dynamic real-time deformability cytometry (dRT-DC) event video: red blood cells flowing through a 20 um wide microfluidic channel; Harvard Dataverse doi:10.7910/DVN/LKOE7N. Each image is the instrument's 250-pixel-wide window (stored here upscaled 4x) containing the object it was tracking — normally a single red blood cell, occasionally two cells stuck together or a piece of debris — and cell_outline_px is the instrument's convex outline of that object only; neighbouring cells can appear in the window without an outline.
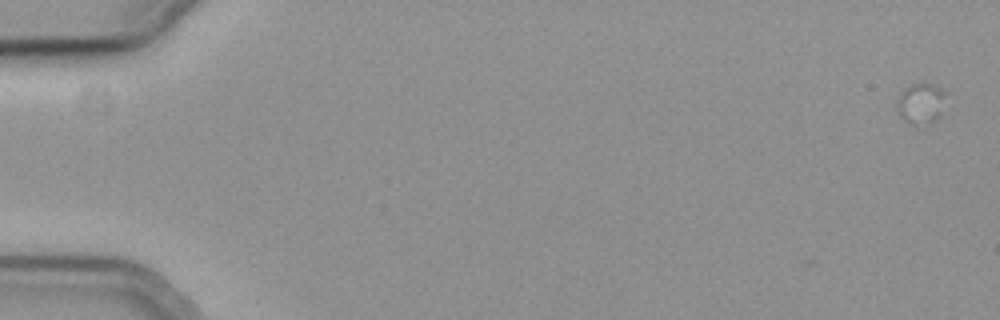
{"species": "common noctule bat (a hibernating species)", "species_latin": "Nyctalus noctula", "temperature_condition": "cold", "stored_images_in_passage": 2, "camera_frame_rate_fps": 3000, "um_per_image_px": 0.085, "animal": {"sex": "female", "body_mass_g": 19.3, "forearm_length_mm": 54.1}, "frame": {"image": 1, "passage_image": 2, "time_ms": 0.333, "image_size_px": [1000, 320], "cell_outline_px": [[944, 92], [940, 116], [916, 128], [908, 124], [904, 120], [896, 104], [896, 100], [900, 92], [904, 88], [912, 84], [924, 80], [940, 88]], "centroid_in_image_um": [78.21, 8.77], "position_along_channel_um": 6.8, "area_um2": 11.68}}